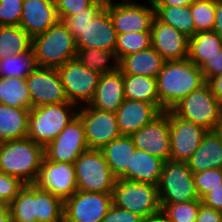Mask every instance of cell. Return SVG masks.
<instances>
[{"label": "cell", "mask_w": 222, "mask_h": 222, "mask_svg": "<svg viewBox=\"0 0 222 222\" xmlns=\"http://www.w3.org/2000/svg\"><path fill=\"white\" fill-rule=\"evenodd\" d=\"M205 83L202 70L189 59L165 61L157 76L159 106L163 111L172 110Z\"/></svg>", "instance_id": "obj_1"}, {"label": "cell", "mask_w": 222, "mask_h": 222, "mask_svg": "<svg viewBox=\"0 0 222 222\" xmlns=\"http://www.w3.org/2000/svg\"><path fill=\"white\" fill-rule=\"evenodd\" d=\"M43 157L44 147L29 137L0 143V170L25 184L36 182Z\"/></svg>", "instance_id": "obj_2"}, {"label": "cell", "mask_w": 222, "mask_h": 222, "mask_svg": "<svg viewBox=\"0 0 222 222\" xmlns=\"http://www.w3.org/2000/svg\"><path fill=\"white\" fill-rule=\"evenodd\" d=\"M32 49L38 67L58 68L77 55L75 39L61 21L34 36Z\"/></svg>", "instance_id": "obj_3"}, {"label": "cell", "mask_w": 222, "mask_h": 222, "mask_svg": "<svg viewBox=\"0 0 222 222\" xmlns=\"http://www.w3.org/2000/svg\"><path fill=\"white\" fill-rule=\"evenodd\" d=\"M78 108L73 103H59L31 108L27 137L45 147L77 116Z\"/></svg>", "instance_id": "obj_4"}, {"label": "cell", "mask_w": 222, "mask_h": 222, "mask_svg": "<svg viewBox=\"0 0 222 222\" xmlns=\"http://www.w3.org/2000/svg\"><path fill=\"white\" fill-rule=\"evenodd\" d=\"M172 111L207 131L216 130L222 121V104L214 97L207 82L182 99Z\"/></svg>", "instance_id": "obj_5"}, {"label": "cell", "mask_w": 222, "mask_h": 222, "mask_svg": "<svg viewBox=\"0 0 222 222\" xmlns=\"http://www.w3.org/2000/svg\"><path fill=\"white\" fill-rule=\"evenodd\" d=\"M112 198L116 207L142 218L161 211L158 187L153 184L116 179Z\"/></svg>", "instance_id": "obj_6"}, {"label": "cell", "mask_w": 222, "mask_h": 222, "mask_svg": "<svg viewBox=\"0 0 222 222\" xmlns=\"http://www.w3.org/2000/svg\"><path fill=\"white\" fill-rule=\"evenodd\" d=\"M157 187L161 209L169 203L200 200L187 162L167 160Z\"/></svg>", "instance_id": "obj_7"}, {"label": "cell", "mask_w": 222, "mask_h": 222, "mask_svg": "<svg viewBox=\"0 0 222 222\" xmlns=\"http://www.w3.org/2000/svg\"><path fill=\"white\" fill-rule=\"evenodd\" d=\"M78 191L112 194L116 178L101 150L89 149L74 162Z\"/></svg>", "instance_id": "obj_8"}, {"label": "cell", "mask_w": 222, "mask_h": 222, "mask_svg": "<svg viewBox=\"0 0 222 222\" xmlns=\"http://www.w3.org/2000/svg\"><path fill=\"white\" fill-rule=\"evenodd\" d=\"M145 2L139 3V0L107 1L105 8L109 11L117 34L151 32L155 10L151 0Z\"/></svg>", "instance_id": "obj_9"}, {"label": "cell", "mask_w": 222, "mask_h": 222, "mask_svg": "<svg viewBox=\"0 0 222 222\" xmlns=\"http://www.w3.org/2000/svg\"><path fill=\"white\" fill-rule=\"evenodd\" d=\"M57 70L68 101L78 107L89 104L100 75L83 66L77 58L67 61Z\"/></svg>", "instance_id": "obj_10"}, {"label": "cell", "mask_w": 222, "mask_h": 222, "mask_svg": "<svg viewBox=\"0 0 222 222\" xmlns=\"http://www.w3.org/2000/svg\"><path fill=\"white\" fill-rule=\"evenodd\" d=\"M89 149L101 150L112 140L121 136L116 113L99 110L91 105L78 108Z\"/></svg>", "instance_id": "obj_11"}, {"label": "cell", "mask_w": 222, "mask_h": 222, "mask_svg": "<svg viewBox=\"0 0 222 222\" xmlns=\"http://www.w3.org/2000/svg\"><path fill=\"white\" fill-rule=\"evenodd\" d=\"M89 150L85 128L77 115L58 136L44 147V157L55 162L74 163L85 151Z\"/></svg>", "instance_id": "obj_12"}, {"label": "cell", "mask_w": 222, "mask_h": 222, "mask_svg": "<svg viewBox=\"0 0 222 222\" xmlns=\"http://www.w3.org/2000/svg\"><path fill=\"white\" fill-rule=\"evenodd\" d=\"M112 205V194L77 191L64 200L63 222H102Z\"/></svg>", "instance_id": "obj_13"}, {"label": "cell", "mask_w": 222, "mask_h": 222, "mask_svg": "<svg viewBox=\"0 0 222 222\" xmlns=\"http://www.w3.org/2000/svg\"><path fill=\"white\" fill-rule=\"evenodd\" d=\"M63 201L78 191L74 163L55 162L43 157L34 183Z\"/></svg>", "instance_id": "obj_14"}, {"label": "cell", "mask_w": 222, "mask_h": 222, "mask_svg": "<svg viewBox=\"0 0 222 222\" xmlns=\"http://www.w3.org/2000/svg\"><path fill=\"white\" fill-rule=\"evenodd\" d=\"M26 82L32 98V108L70 103L57 68L37 67L26 77Z\"/></svg>", "instance_id": "obj_15"}, {"label": "cell", "mask_w": 222, "mask_h": 222, "mask_svg": "<svg viewBox=\"0 0 222 222\" xmlns=\"http://www.w3.org/2000/svg\"><path fill=\"white\" fill-rule=\"evenodd\" d=\"M206 132L199 125L183 120L169 110L170 160L187 162Z\"/></svg>", "instance_id": "obj_16"}, {"label": "cell", "mask_w": 222, "mask_h": 222, "mask_svg": "<svg viewBox=\"0 0 222 222\" xmlns=\"http://www.w3.org/2000/svg\"><path fill=\"white\" fill-rule=\"evenodd\" d=\"M136 149L170 160L169 110L162 111L151 122L131 135Z\"/></svg>", "instance_id": "obj_17"}, {"label": "cell", "mask_w": 222, "mask_h": 222, "mask_svg": "<svg viewBox=\"0 0 222 222\" xmlns=\"http://www.w3.org/2000/svg\"><path fill=\"white\" fill-rule=\"evenodd\" d=\"M151 46L165 61L188 59L189 37L156 17L151 25Z\"/></svg>", "instance_id": "obj_18"}, {"label": "cell", "mask_w": 222, "mask_h": 222, "mask_svg": "<svg viewBox=\"0 0 222 222\" xmlns=\"http://www.w3.org/2000/svg\"><path fill=\"white\" fill-rule=\"evenodd\" d=\"M54 0H23L20 27L33 38L59 22Z\"/></svg>", "instance_id": "obj_19"}, {"label": "cell", "mask_w": 222, "mask_h": 222, "mask_svg": "<svg viewBox=\"0 0 222 222\" xmlns=\"http://www.w3.org/2000/svg\"><path fill=\"white\" fill-rule=\"evenodd\" d=\"M162 111L159 104L124 99L116 111L120 134L131 136L156 118Z\"/></svg>", "instance_id": "obj_20"}, {"label": "cell", "mask_w": 222, "mask_h": 222, "mask_svg": "<svg viewBox=\"0 0 222 222\" xmlns=\"http://www.w3.org/2000/svg\"><path fill=\"white\" fill-rule=\"evenodd\" d=\"M117 33L109 11L104 8L90 21L82 34L75 40L76 48H97L115 51Z\"/></svg>", "instance_id": "obj_21"}, {"label": "cell", "mask_w": 222, "mask_h": 222, "mask_svg": "<svg viewBox=\"0 0 222 222\" xmlns=\"http://www.w3.org/2000/svg\"><path fill=\"white\" fill-rule=\"evenodd\" d=\"M124 74L115 72L100 75L91 105L99 110L116 113L124 101Z\"/></svg>", "instance_id": "obj_22"}, {"label": "cell", "mask_w": 222, "mask_h": 222, "mask_svg": "<svg viewBox=\"0 0 222 222\" xmlns=\"http://www.w3.org/2000/svg\"><path fill=\"white\" fill-rule=\"evenodd\" d=\"M187 163L192 173L213 168L222 169V136L217 129L203 135L200 146Z\"/></svg>", "instance_id": "obj_23"}, {"label": "cell", "mask_w": 222, "mask_h": 222, "mask_svg": "<svg viewBox=\"0 0 222 222\" xmlns=\"http://www.w3.org/2000/svg\"><path fill=\"white\" fill-rule=\"evenodd\" d=\"M164 63V58L151 46L143 51L121 57L118 69L123 74L157 78Z\"/></svg>", "instance_id": "obj_24"}, {"label": "cell", "mask_w": 222, "mask_h": 222, "mask_svg": "<svg viewBox=\"0 0 222 222\" xmlns=\"http://www.w3.org/2000/svg\"><path fill=\"white\" fill-rule=\"evenodd\" d=\"M165 161L136 149L127 172L120 178L134 182L158 185Z\"/></svg>", "instance_id": "obj_25"}, {"label": "cell", "mask_w": 222, "mask_h": 222, "mask_svg": "<svg viewBox=\"0 0 222 222\" xmlns=\"http://www.w3.org/2000/svg\"><path fill=\"white\" fill-rule=\"evenodd\" d=\"M135 150L136 147L132 137L126 135H121L112 140L101 149L116 179H120L127 172Z\"/></svg>", "instance_id": "obj_26"}, {"label": "cell", "mask_w": 222, "mask_h": 222, "mask_svg": "<svg viewBox=\"0 0 222 222\" xmlns=\"http://www.w3.org/2000/svg\"><path fill=\"white\" fill-rule=\"evenodd\" d=\"M29 113L27 108L0 103V143L27 137Z\"/></svg>", "instance_id": "obj_27"}, {"label": "cell", "mask_w": 222, "mask_h": 222, "mask_svg": "<svg viewBox=\"0 0 222 222\" xmlns=\"http://www.w3.org/2000/svg\"><path fill=\"white\" fill-rule=\"evenodd\" d=\"M222 48V38L214 31L198 32L189 38L188 59L196 66L214 58Z\"/></svg>", "instance_id": "obj_28"}, {"label": "cell", "mask_w": 222, "mask_h": 222, "mask_svg": "<svg viewBox=\"0 0 222 222\" xmlns=\"http://www.w3.org/2000/svg\"><path fill=\"white\" fill-rule=\"evenodd\" d=\"M124 97L159 104L157 78L124 74Z\"/></svg>", "instance_id": "obj_29"}, {"label": "cell", "mask_w": 222, "mask_h": 222, "mask_svg": "<svg viewBox=\"0 0 222 222\" xmlns=\"http://www.w3.org/2000/svg\"><path fill=\"white\" fill-rule=\"evenodd\" d=\"M155 17L164 24L170 25L187 37L195 34V24L189 6H154Z\"/></svg>", "instance_id": "obj_30"}, {"label": "cell", "mask_w": 222, "mask_h": 222, "mask_svg": "<svg viewBox=\"0 0 222 222\" xmlns=\"http://www.w3.org/2000/svg\"><path fill=\"white\" fill-rule=\"evenodd\" d=\"M0 103L12 107L32 108L26 78L0 77Z\"/></svg>", "instance_id": "obj_31"}, {"label": "cell", "mask_w": 222, "mask_h": 222, "mask_svg": "<svg viewBox=\"0 0 222 222\" xmlns=\"http://www.w3.org/2000/svg\"><path fill=\"white\" fill-rule=\"evenodd\" d=\"M76 58L83 66L97 72L99 75L118 70L119 60L113 51L97 48H77Z\"/></svg>", "instance_id": "obj_32"}, {"label": "cell", "mask_w": 222, "mask_h": 222, "mask_svg": "<svg viewBox=\"0 0 222 222\" xmlns=\"http://www.w3.org/2000/svg\"><path fill=\"white\" fill-rule=\"evenodd\" d=\"M32 47V38L20 26H0V60Z\"/></svg>", "instance_id": "obj_33"}, {"label": "cell", "mask_w": 222, "mask_h": 222, "mask_svg": "<svg viewBox=\"0 0 222 222\" xmlns=\"http://www.w3.org/2000/svg\"><path fill=\"white\" fill-rule=\"evenodd\" d=\"M9 208L12 222H38L35 184H25Z\"/></svg>", "instance_id": "obj_34"}, {"label": "cell", "mask_w": 222, "mask_h": 222, "mask_svg": "<svg viewBox=\"0 0 222 222\" xmlns=\"http://www.w3.org/2000/svg\"><path fill=\"white\" fill-rule=\"evenodd\" d=\"M38 222H63L64 201L35 184Z\"/></svg>", "instance_id": "obj_35"}, {"label": "cell", "mask_w": 222, "mask_h": 222, "mask_svg": "<svg viewBox=\"0 0 222 222\" xmlns=\"http://www.w3.org/2000/svg\"><path fill=\"white\" fill-rule=\"evenodd\" d=\"M32 47L21 54H13L0 60V77L26 78L37 68Z\"/></svg>", "instance_id": "obj_36"}, {"label": "cell", "mask_w": 222, "mask_h": 222, "mask_svg": "<svg viewBox=\"0 0 222 222\" xmlns=\"http://www.w3.org/2000/svg\"><path fill=\"white\" fill-rule=\"evenodd\" d=\"M151 47V32H129L117 34L115 54L121 57L137 53Z\"/></svg>", "instance_id": "obj_37"}, {"label": "cell", "mask_w": 222, "mask_h": 222, "mask_svg": "<svg viewBox=\"0 0 222 222\" xmlns=\"http://www.w3.org/2000/svg\"><path fill=\"white\" fill-rule=\"evenodd\" d=\"M106 4V0H96L90 7L83 9L80 13L65 17L60 21L76 40L88 26L90 21H93V19L106 7Z\"/></svg>", "instance_id": "obj_38"}, {"label": "cell", "mask_w": 222, "mask_h": 222, "mask_svg": "<svg viewBox=\"0 0 222 222\" xmlns=\"http://www.w3.org/2000/svg\"><path fill=\"white\" fill-rule=\"evenodd\" d=\"M191 14L195 24V34L213 31L215 24V0H194Z\"/></svg>", "instance_id": "obj_39"}, {"label": "cell", "mask_w": 222, "mask_h": 222, "mask_svg": "<svg viewBox=\"0 0 222 222\" xmlns=\"http://www.w3.org/2000/svg\"><path fill=\"white\" fill-rule=\"evenodd\" d=\"M201 204V200L169 203L166 204L161 211L166 214L172 222H195Z\"/></svg>", "instance_id": "obj_40"}, {"label": "cell", "mask_w": 222, "mask_h": 222, "mask_svg": "<svg viewBox=\"0 0 222 222\" xmlns=\"http://www.w3.org/2000/svg\"><path fill=\"white\" fill-rule=\"evenodd\" d=\"M193 176L199 199L222 184V169L219 168L193 173Z\"/></svg>", "instance_id": "obj_41"}, {"label": "cell", "mask_w": 222, "mask_h": 222, "mask_svg": "<svg viewBox=\"0 0 222 222\" xmlns=\"http://www.w3.org/2000/svg\"><path fill=\"white\" fill-rule=\"evenodd\" d=\"M23 0H0V26H19Z\"/></svg>", "instance_id": "obj_42"}, {"label": "cell", "mask_w": 222, "mask_h": 222, "mask_svg": "<svg viewBox=\"0 0 222 222\" xmlns=\"http://www.w3.org/2000/svg\"><path fill=\"white\" fill-rule=\"evenodd\" d=\"M24 186L25 183L21 179L0 170V202L9 205Z\"/></svg>", "instance_id": "obj_43"}, {"label": "cell", "mask_w": 222, "mask_h": 222, "mask_svg": "<svg viewBox=\"0 0 222 222\" xmlns=\"http://www.w3.org/2000/svg\"><path fill=\"white\" fill-rule=\"evenodd\" d=\"M59 20L80 13L96 0H54Z\"/></svg>", "instance_id": "obj_44"}, {"label": "cell", "mask_w": 222, "mask_h": 222, "mask_svg": "<svg viewBox=\"0 0 222 222\" xmlns=\"http://www.w3.org/2000/svg\"><path fill=\"white\" fill-rule=\"evenodd\" d=\"M142 217L127 210L120 209L114 204L110 207L102 222H141Z\"/></svg>", "instance_id": "obj_45"}, {"label": "cell", "mask_w": 222, "mask_h": 222, "mask_svg": "<svg viewBox=\"0 0 222 222\" xmlns=\"http://www.w3.org/2000/svg\"><path fill=\"white\" fill-rule=\"evenodd\" d=\"M199 68L202 70L203 76L207 81L209 78L222 73V48L218 54L212 58L205 60Z\"/></svg>", "instance_id": "obj_46"}, {"label": "cell", "mask_w": 222, "mask_h": 222, "mask_svg": "<svg viewBox=\"0 0 222 222\" xmlns=\"http://www.w3.org/2000/svg\"><path fill=\"white\" fill-rule=\"evenodd\" d=\"M200 200L205 206L222 212V184L212 189V191L204 195Z\"/></svg>", "instance_id": "obj_47"}, {"label": "cell", "mask_w": 222, "mask_h": 222, "mask_svg": "<svg viewBox=\"0 0 222 222\" xmlns=\"http://www.w3.org/2000/svg\"><path fill=\"white\" fill-rule=\"evenodd\" d=\"M195 222H222V212L201 204Z\"/></svg>", "instance_id": "obj_48"}, {"label": "cell", "mask_w": 222, "mask_h": 222, "mask_svg": "<svg viewBox=\"0 0 222 222\" xmlns=\"http://www.w3.org/2000/svg\"><path fill=\"white\" fill-rule=\"evenodd\" d=\"M206 82L210 85L214 97L222 104V73L209 78Z\"/></svg>", "instance_id": "obj_49"}, {"label": "cell", "mask_w": 222, "mask_h": 222, "mask_svg": "<svg viewBox=\"0 0 222 222\" xmlns=\"http://www.w3.org/2000/svg\"><path fill=\"white\" fill-rule=\"evenodd\" d=\"M213 31L222 38V0H215V24Z\"/></svg>", "instance_id": "obj_50"}, {"label": "cell", "mask_w": 222, "mask_h": 222, "mask_svg": "<svg viewBox=\"0 0 222 222\" xmlns=\"http://www.w3.org/2000/svg\"><path fill=\"white\" fill-rule=\"evenodd\" d=\"M153 6H189L194 0H151Z\"/></svg>", "instance_id": "obj_51"}, {"label": "cell", "mask_w": 222, "mask_h": 222, "mask_svg": "<svg viewBox=\"0 0 222 222\" xmlns=\"http://www.w3.org/2000/svg\"><path fill=\"white\" fill-rule=\"evenodd\" d=\"M141 222H172L162 211L142 218Z\"/></svg>", "instance_id": "obj_52"}, {"label": "cell", "mask_w": 222, "mask_h": 222, "mask_svg": "<svg viewBox=\"0 0 222 222\" xmlns=\"http://www.w3.org/2000/svg\"><path fill=\"white\" fill-rule=\"evenodd\" d=\"M0 222H12L9 205L2 202H0Z\"/></svg>", "instance_id": "obj_53"}, {"label": "cell", "mask_w": 222, "mask_h": 222, "mask_svg": "<svg viewBox=\"0 0 222 222\" xmlns=\"http://www.w3.org/2000/svg\"><path fill=\"white\" fill-rule=\"evenodd\" d=\"M217 131L220 133V135L222 136V121L220 122V124L218 125Z\"/></svg>", "instance_id": "obj_54"}]
</instances>
